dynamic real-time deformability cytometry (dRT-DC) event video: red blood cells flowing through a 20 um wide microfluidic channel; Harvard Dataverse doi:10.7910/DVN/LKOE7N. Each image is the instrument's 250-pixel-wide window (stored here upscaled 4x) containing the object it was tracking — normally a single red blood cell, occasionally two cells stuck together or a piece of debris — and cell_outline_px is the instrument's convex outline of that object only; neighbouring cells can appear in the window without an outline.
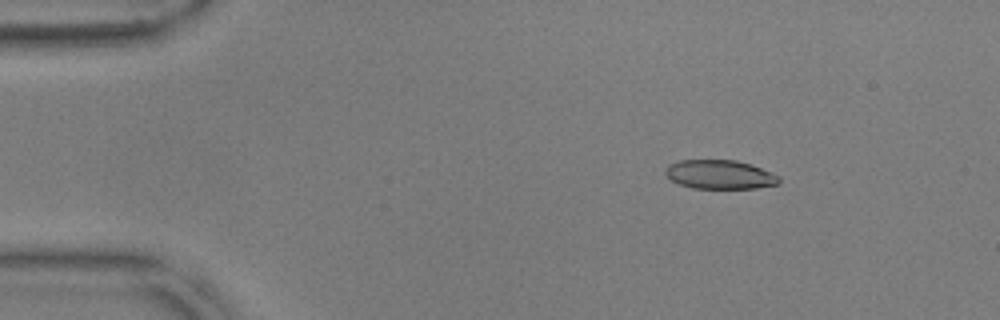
{"species": "common noctule bat (a hibernating species)", "species_latin": "Nyctalus noctula", "temperature_condition": "warm", "stored_images_in_passage": 17, "camera_frame_rate_fps": 3000, "um_per_image_px": 0.085, "animal": {"sex": "male", "body_mass_g": 17.9, "forearm_length_mm": 54.2}, "frame": {"image": 1, "passage_image": 8, "time_ms": 2.333, "image_size_px": [1000, 320], "cell_outline_px": [[780, 184], [756, 188], [692, 188], [680, 184], [672, 180], [664, 172], [668, 164], [680, 160], [736, 160], [752, 164], [780, 176]], "centroid_in_image_um": [61.21, 14.83], "position_along_channel_um": 23.8, "area_um2": 19.25}}
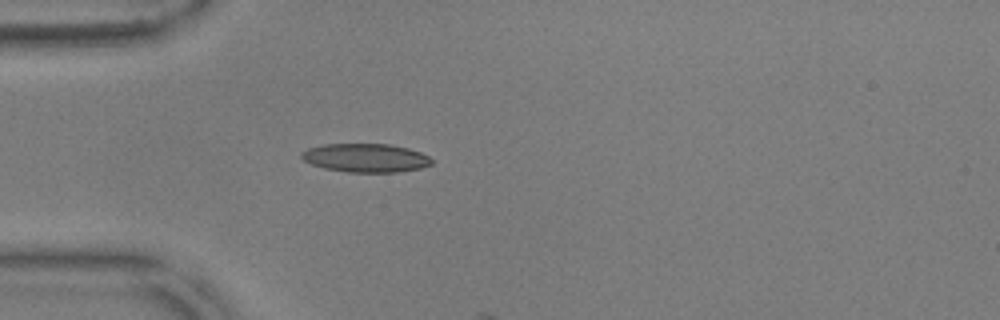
{"frame": {"image": 2, "passage_image": 16, "time_ms": 5.0, "image_size_px": [1000, 320], "cell_outline_px": [[432, 164], [420, 168], [396, 172], [348, 172], [324, 168], [312, 164], [304, 160], [300, 156], [300, 152], [308, 148], [324, 144], [388, 144], [408, 148], [420, 152], [428, 156], [432, 160]], "centroid_in_image_um": [31.06, 13.41], "position_along_channel_um": 53.9, "area_um2": 21.62}}